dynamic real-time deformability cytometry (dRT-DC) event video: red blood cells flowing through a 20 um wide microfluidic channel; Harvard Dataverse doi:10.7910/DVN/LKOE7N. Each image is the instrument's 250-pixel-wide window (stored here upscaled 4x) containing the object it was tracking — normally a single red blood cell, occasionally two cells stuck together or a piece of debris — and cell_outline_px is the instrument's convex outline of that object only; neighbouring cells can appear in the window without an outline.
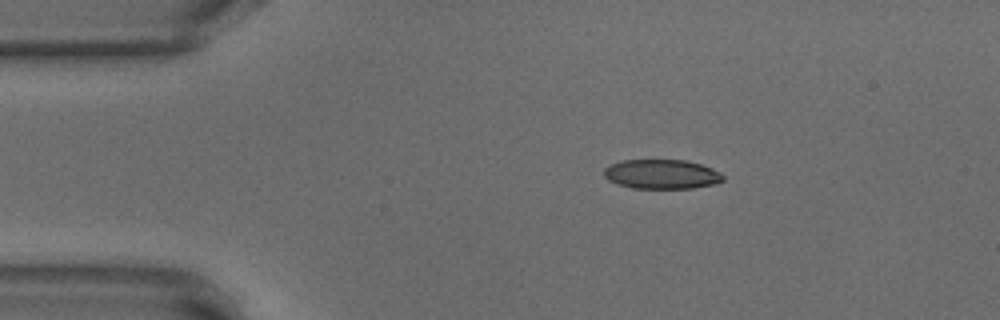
{"species": "common noctule bat (a hibernating species)", "species_latin": "Nyctalus noctula", "temperature_condition": "warm", "stored_images_in_passage": 52, "camera_frame_rate_fps": 3000, "um_per_image_px": 0.085, "animal": {"sex": "male", "body_mass_g": 18.8}, "frame": {"image": 1, "passage_image": 9, "time_ms": 2.667, "image_size_px": [1000, 320], "cell_outline_px": [[724, 180], [712, 184], [692, 188], [636, 188], [620, 184], [608, 180], [604, 176], [604, 168], [612, 164], [624, 160], [684, 160], [700, 164], [724, 176]], "centroid_in_image_um": [56.21, 14.8], "position_along_channel_um": 28.8, "area_um2": 19.94}}
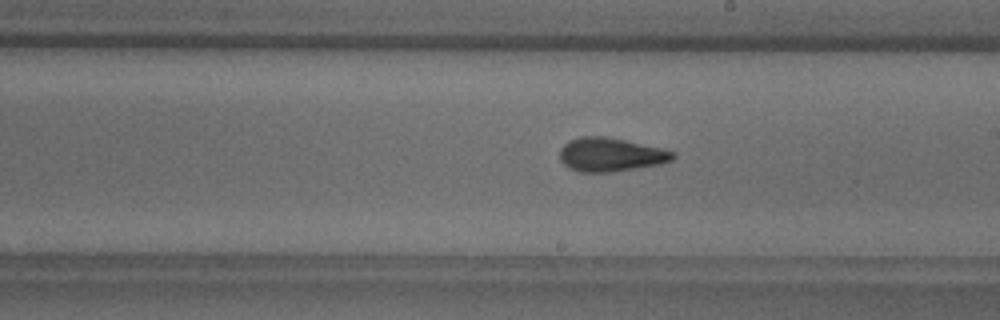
{"frame": {"image": 2, "passage_image": 29, "time_ms": 9.333, "image_size_px": [1000, 320], "cell_outline_px": [[676, 156], [672, 160], [656, 164], [632, 168], [604, 172], [580, 172], [564, 164], [560, 156], [560, 148], [564, 144], [572, 140], [584, 136], [600, 136], [620, 140], [656, 148], [672, 152]], "centroid_in_image_um": [51.82, 13.15], "position_along_channel_um": 237.2, "area_um2": 21.04}}
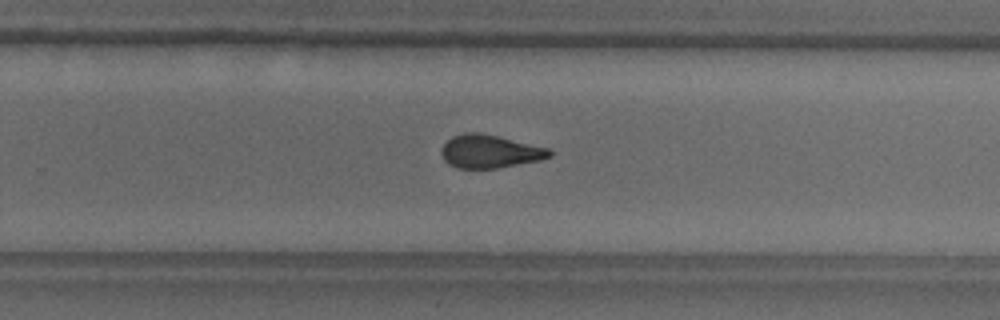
{"frame": {"image": 3, "passage_image": 33, "time_ms": 10.667, "image_size_px": [1000, 320], "cell_outline_px": [[552, 156], [540, 160], [496, 168], [460, 168], [448, 164], [444, 160], [444, 144], [452, 136], [472, 132], [476, 132], [496, 136], [548, 148], [552, 152]], "centroid_in_image_um": [41.66, 12.88], "position_along_channel_um": 288.1, "area_um2": 20.29}, "authors_computed_cell_mechanics": {"area_um2": 20.2589, "velocity_mm_per_s": 3.8488, "shape_relaxation_time_tau1_ms": null, "shape_relaxation_time_tau2_ms": 2.069, "deformation_change_tau1": null, "deformation_change_tau2": 0.0923}}